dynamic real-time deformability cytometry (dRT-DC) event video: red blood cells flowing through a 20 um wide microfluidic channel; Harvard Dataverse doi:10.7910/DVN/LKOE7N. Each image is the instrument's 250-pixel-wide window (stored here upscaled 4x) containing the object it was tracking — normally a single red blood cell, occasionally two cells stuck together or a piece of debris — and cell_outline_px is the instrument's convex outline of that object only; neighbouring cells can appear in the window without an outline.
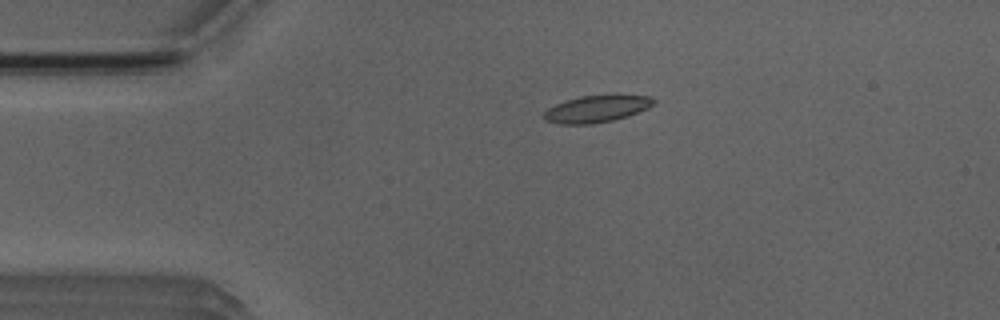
{"species": "Egyptian fruit bat (a non-hibernating species)", "species_latin": "Rousettus aegyptiacus", "temperature_condition": "room temperature", "stored_images_in_passage": 5, "camera_frame_rate_fps": 3000, "um_per_image_px": 0.085, "animal": {"sex": "male"}, "frame": {"image": 1, "passage_image": 4, "time_ms": 3.333, "image_size_px": [1000, 320], "cell_outline_px": [[656, 100], [648, 108], [628, 116], [612, 120], [592, 124], [560, 124], [544, 120], [544, 112], [548, 108], [556, 104], [580, 96], [616, 92], [648, 96]], "centroid_in_image_um": [50.76, 9.21], "position_along_channel_um": 34.2, "area_um2": 17.74}}